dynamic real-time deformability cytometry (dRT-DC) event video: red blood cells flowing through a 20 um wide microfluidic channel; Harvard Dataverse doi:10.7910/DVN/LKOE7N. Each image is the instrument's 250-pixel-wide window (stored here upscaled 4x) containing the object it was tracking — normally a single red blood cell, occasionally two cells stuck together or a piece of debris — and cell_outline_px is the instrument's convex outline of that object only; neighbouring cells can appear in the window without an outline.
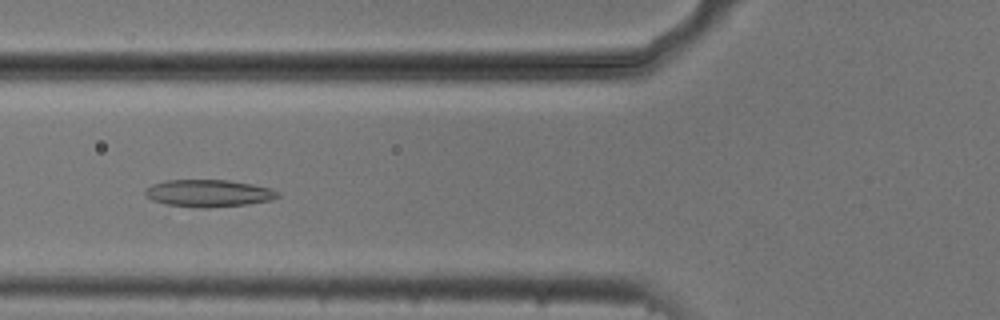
{"species": "common noctule bat (a hibernating species)", "species_latin": "Nyctalus noctula", "temperature_condition": "cold", "stored_images_in_passage": 53, "camera_frame_rate_fps": 3000, "um_per_image_px": 0.085, "animal": {"sex": "male", "body_mass_g": 20.5, "forearm_length_mm": 52.5}, "frame": {"image": 1, "passage_image": 20, "time_ms": 6.333, "image_size_px": [1000, 320], "cell_outline_px": [[280, 196], [272, 200], [248, 204], [208, 208], [200, 208], [168, 204], [152, 200], [144, 192], [152, 184], [168, 180], [228, 180], [252, 184], [272, 188], [280, 192]], "centroid_in_image_um": [17.8, 16.42], "position_along_channel_um": 108.0, "area_um2": 20.98}}
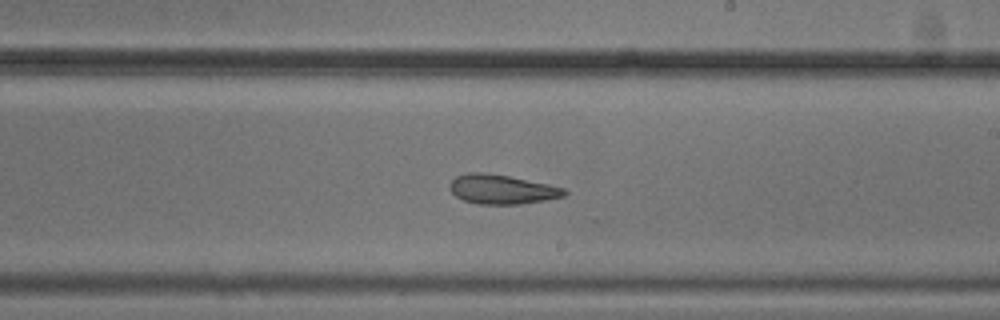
{"frame": {"image": 2, "passage_image": 31, "time_ms": 10.0, "image_size_px": [1000, 320], "cell_outline_px": [[568, 192], [564, 196], [544, 200], [520, 204], [480, 204], [464, 200], [456, 196], [448, 188], [448, 184], [456, 176], [468, 172], [480, 172], [508, 176], [548, 184], [564, 188]], "centroid_in_image_um": [42.63, 16.09], "position_along_channel_um": 246.4, "area_um2": 19.48}}
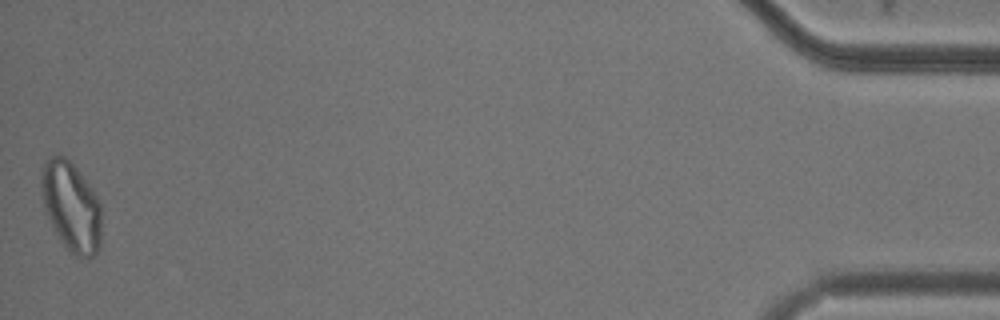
{"frame": {"image": 3, "passage_image": 53, "time_ms": 17.333, "image_size_px": [1000, 320], "cell_outline_px": [[100, 248], [88, 260], [76, 256], [68, 252], [56, 232], [48, 216], [44, 204], [40, 184], [40, 180], [44, 160], [52, 156], [64, 156], [80, 172], [92, 188], [100, 204]], "centroid_in_image_um": [6.06, 17.57], "position_along_channel_um": 429.1, "area_um2": 31.21}, "authors_computed_cell_mechanics": {"area_um2": 22.4264, "velocity_mm_per_s": 3.7598, "shape_relaxation_time_tau1_ms": null, "shape_relaxation_time_tau2_ms": 3.9675, "deformation_change_tau1": null, "deformation_change_tau2": 0.1073}}